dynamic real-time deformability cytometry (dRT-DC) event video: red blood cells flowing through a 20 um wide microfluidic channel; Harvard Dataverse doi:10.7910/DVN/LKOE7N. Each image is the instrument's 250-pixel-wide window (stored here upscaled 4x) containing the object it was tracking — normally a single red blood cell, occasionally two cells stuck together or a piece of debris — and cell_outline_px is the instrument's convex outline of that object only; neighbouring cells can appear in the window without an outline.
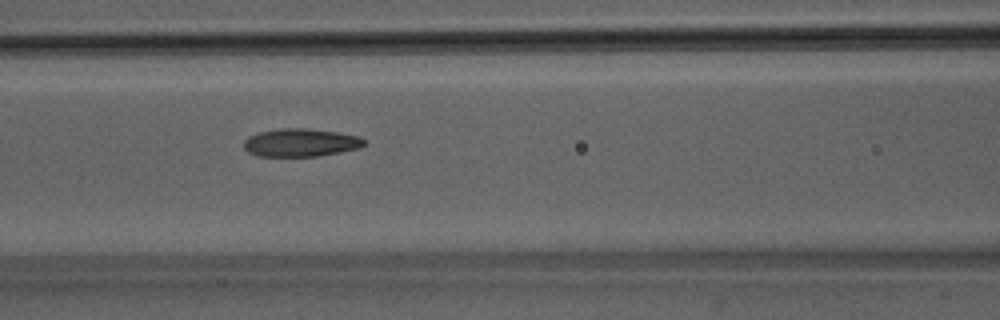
{"species": "Egyptian fruit bat (a non-hibernating species)", "species_latin": "Rousettus aegyptiacus", "temperature_condition": "room temperature", "stored_images_in_passage": 26, "camera_frame_rate_fps": 3000, "um_per_image_px": 0.085, "animal": {"sex": "male"}, "frame": {"image": 1, "passage_image": 8, "time_ms": 2.333, "image_size_px": [1000, 320], "cell_outline_px": [[364, 144], [360, 148], [320, 156], [256, 156], [248, 152], [244, 148], [244, 140], [248, 136], [260, 132], [280, 128], [308, 128], [336, 132], [360, 136], [364, 140]], "centroid_in_image_um": [25.54, 12.12], "position_along_channel_um": 141.1, "area_um2": 19.71}, "authors_computed_cell_mechanics": {"area_um2": 19.5653, "velocity_mm_per_s": 4.0543, "shape_relaxation_time_tau1_ms": 10.6856, "shape_relaxation_time_tau2_ms": 1.7072, "deformation_change_tau1": 0.2662, "deformation_change_tau2": 0.0935}}